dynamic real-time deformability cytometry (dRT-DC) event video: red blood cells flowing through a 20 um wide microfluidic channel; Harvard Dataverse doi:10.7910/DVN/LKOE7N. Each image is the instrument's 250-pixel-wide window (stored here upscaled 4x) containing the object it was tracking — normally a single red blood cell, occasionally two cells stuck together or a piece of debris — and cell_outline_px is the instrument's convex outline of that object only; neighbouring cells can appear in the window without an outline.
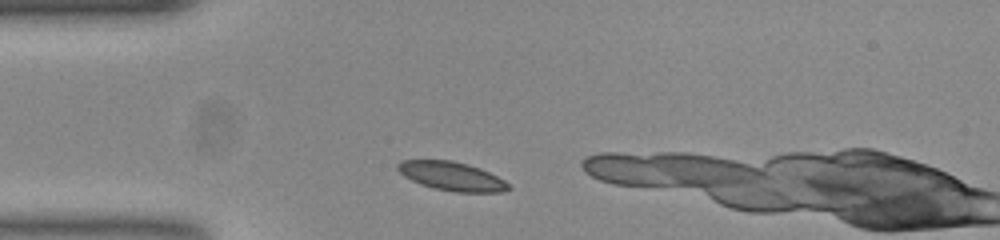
{"species": "common noctule bat (a hibernating species)", "species_latin": "Nyctalus noctula", "temperature_condition": "room temperature", "stored_images_in_passage": 5, "camera_frame_rate_fps": 3000, "um_per_image_px": 0.085, "animal": {"sex": "female", "body_mass_g": 23.0, "forearm_length_mm": 53.4}, "frame": {"image": 1, "passage_image": 3, "time_ms": 0.667, "image_size_px": [1000, 240], "cell_outline_px": [[512, 188], [500, 192], [456, 192], [432, 188], [420, 184], [404, 176], [396, 168], [396, 164], [400, 160], [452, 160], [468, 164], [480, 168], [504, 180]], "centroid_in_image_um": [38.37, 14.97], "position_along_channel_um": 46.6, "area_um2": 18.61}}